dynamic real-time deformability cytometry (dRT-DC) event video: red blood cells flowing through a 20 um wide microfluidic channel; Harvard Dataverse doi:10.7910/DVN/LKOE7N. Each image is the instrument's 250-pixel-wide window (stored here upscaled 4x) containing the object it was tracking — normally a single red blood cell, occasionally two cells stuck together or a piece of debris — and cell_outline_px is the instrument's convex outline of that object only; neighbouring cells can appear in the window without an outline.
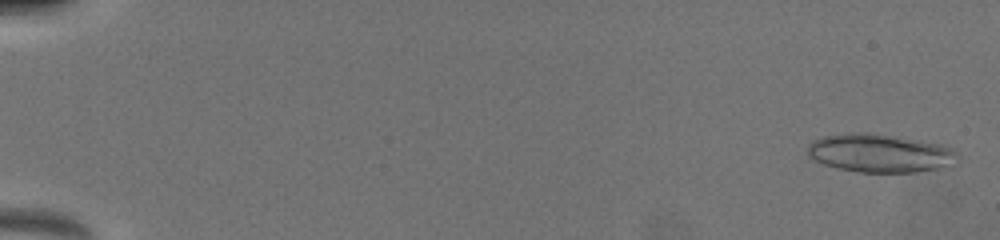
{"species": "common noctule bat (a hibernating species)", "species_latin": "Nyctalus noctula", "temperature_condition": "warm", "stored_images_in_passage": 47, "segment_of_instrument_passage": [1, 2], "camera_frame_rate_fps": 3000, "um_per_image_px": 0.085, "animal": {"sex": "female", "body_mass_g": 19.5, "forearm_length_mm": 54.1}, "frame": {"image": 1, "passage_image": 2, "time_ms": 0.333, "image_size_px": [1000, 240], "cell_outline_px": [[960, 156], [940, 168], [916, 172], [856, 172], [836, 168], [812, 160], [808, 156], [808, 144], [812, 140], [824, 136], [852, 132], [872, 132], [916, 140], [936, 144], [952, 148]], "centroid_in_image_um": [74.69, 13.01], "position_along_channel_um": 10.3, "area_um2": 33.35}}
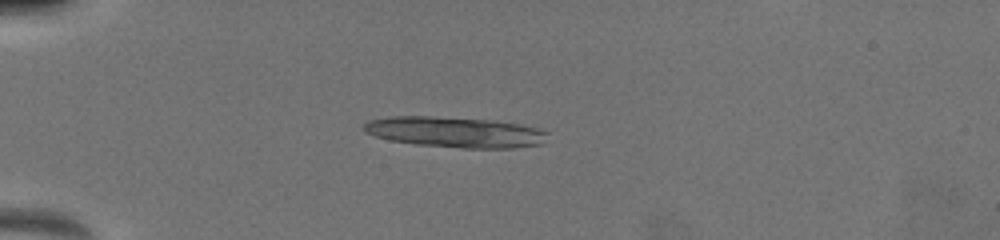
{"frame": {"image": 2, "passage_image": 13, "time_ms": 5.0, "image_size_px": [1000, 240], "cell_outline_px": [[548, 132], [544, 144], [512, 148], [464, 148], [416, 144], [392, 140], [376, 136], [364, 132], [364, 124], [368, 120], [388, 116], [428, 116], [492, 120], [520, 124], [536, 128]], "centroid_in_image_um": [38.69, 11.23], "position_along_channel_um": 46.3, "area_um2": 32.71}}